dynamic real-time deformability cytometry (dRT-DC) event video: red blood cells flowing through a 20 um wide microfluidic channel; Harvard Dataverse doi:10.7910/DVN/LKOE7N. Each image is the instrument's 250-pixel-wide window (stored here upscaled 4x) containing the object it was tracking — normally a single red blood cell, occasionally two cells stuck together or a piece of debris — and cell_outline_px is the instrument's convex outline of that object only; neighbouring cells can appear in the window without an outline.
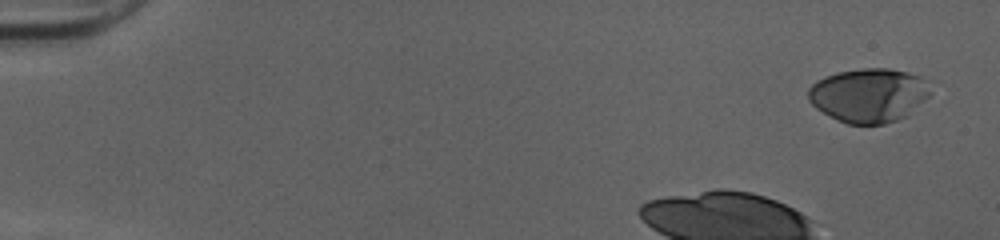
{"species": "human", "species_latin": "Homo sapiens", "temperature_condition": "cold", "stored_images_in_passage": 37, "camera_frame_rate_fps": 3000, "um_per_image_px": 0.085, "donor": {"sex": "female"}, "frame": {"image": 1, "passage_image": 1, "time_ms": 0.0, "image_size_px": [1000, 240], "cell_outline_px": [[932, 92], [908, 116], [884, 124], [848, 124], [816, 108], [808, 100], [808, 88], [816, 80], [824, 76], [836, 72], [864, 68], [888, 68], [908, 72], [920, 76], [928, 80], [932, 84]], "centroid_in_image_um": [73.89, 8.07], "position_along_channel_um": 11.1, "area_um2": 38.78}}